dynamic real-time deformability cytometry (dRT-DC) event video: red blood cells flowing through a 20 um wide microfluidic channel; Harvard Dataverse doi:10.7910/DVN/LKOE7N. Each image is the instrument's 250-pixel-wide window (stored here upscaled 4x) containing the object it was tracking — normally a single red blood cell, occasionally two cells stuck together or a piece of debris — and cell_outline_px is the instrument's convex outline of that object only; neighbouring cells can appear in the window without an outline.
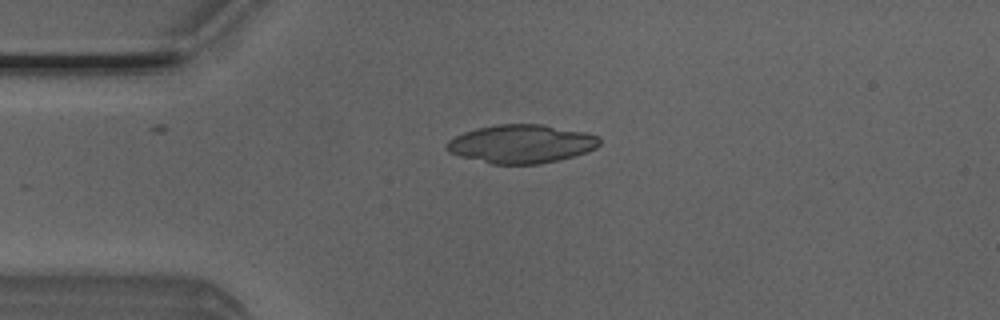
{"species": "Egyptian fruit bat (a non-hibernating species)", "species_latin": "Rousettus aegyptiacus", "temperature_condition": "room temperature", "stored_images_in_passage": 28, "camera_frame_rate_fps": 3000, "um_per_image_px": 0.085, "animal": {"sex": "male"}, "frame": {"image": 1, "passage_image": 1, "time_ms": 0.0, "image_size_px": [1000, 320], "cell_outline_px": [[600, 144], [596, 148], [588, 152], [540, 164], [492, 164], [460, 156], [448, 152], [444, 148], [444, 144], [448, 140], [464, 132], [476, 128], [496, 124], [540, 124], [588, 132], [600, 136]], "centroid_in_image_um": [44.31, 12.22], "position_along_channel_um": 40.7, "area_um2": 34.51}}